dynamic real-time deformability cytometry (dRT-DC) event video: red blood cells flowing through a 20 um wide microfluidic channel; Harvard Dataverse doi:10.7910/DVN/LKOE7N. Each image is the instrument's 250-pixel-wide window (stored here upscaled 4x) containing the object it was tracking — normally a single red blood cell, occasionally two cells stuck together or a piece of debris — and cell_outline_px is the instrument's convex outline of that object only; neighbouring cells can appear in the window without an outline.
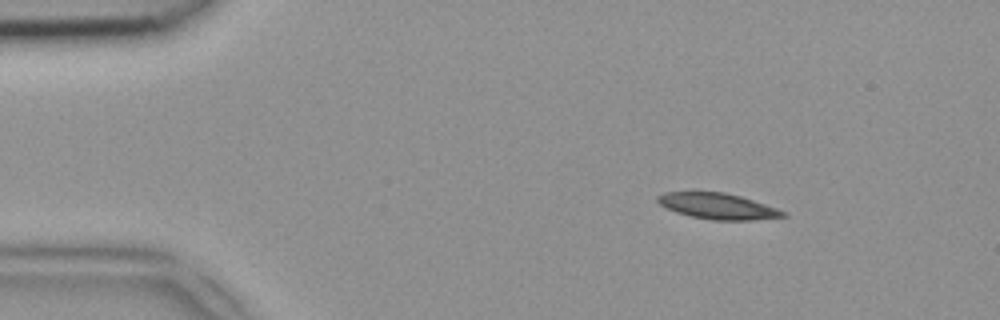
{"species": "common noctule bat (a hibernating species)", "species_latin": "Nyctalus noctula", "temperature_condition": "room temperature", "stored_images_in_passage": 44, "camera_frame_rate_fps": 3000, "um_per_image_px": 0.085, "animal": {"sex": "female", "body_mass_g": 18.4}, "frame": {"image": 1, "passage_image": 3, "time_ms": 0.667, "image_size_px": [1000, 320], "cell_outline_px": [[788, 216], [752, 220], [712, 220], [692, 216], [676, 212], [660, 204], [656, 200], [656, 196], [664, 192], [724, 192], [740, 196], [788, 212]], "centroid_in_image_um": [61.02, 17.52], "position_along_channel_um": 24.0, "area_um2": 18.79}}
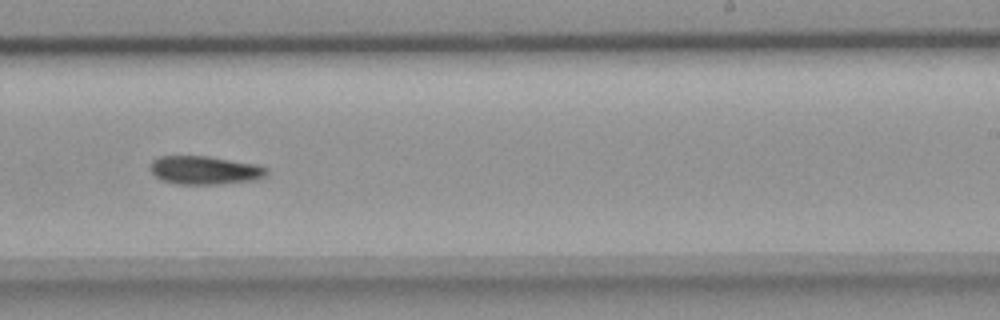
{"frame": {"image": 2, "passage_image": 26, "time_ms": 8.333, "image_size_px": [1000, 320], "cell_outline_px": [[268, 172], [264, 176], [256, 180], [220, 184], [176, 184], [160, 180], [152, 172], [152, 160], [156, 156], [208, 156], [256, 164], [268, 168]], "centroid_in_image_um": [17.41, 14.47], "position_along_channel_um": 271.6, "area_um2": 19.31}}
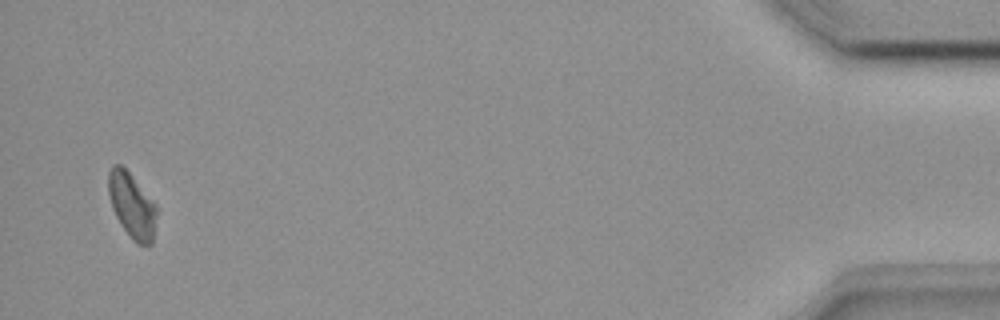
{"frame": {"image": 3, "passage_image": 43, "time_ms": 14.0, "image_size_px": [1000, 320], "cell_outline_px": [[156, 212], [152, 244], [136, 244], [120, 224], [112, 208], [108, 196], [108, 172], [112, 164], [120, 164], [132, 176], [156, 204]], "centroid_in_image_um": [11.18, 17.45], "position_along_channel_um": 424.0, "area_um2": 18.15}}